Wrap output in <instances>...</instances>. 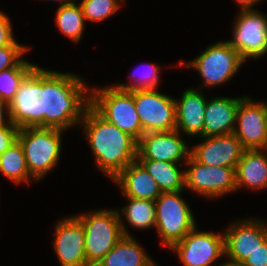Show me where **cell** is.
I'll list each match as a JSON object with an SVG mask.
<instances>
[{
	"label": "cell",
	"instance_id": "6da1fadb",
	"mask_svg": "<svg viewBox=\"0 0 267 266\" xmlns=\"http://www.w3.org/2000/svg\"><path fill=\"white\" fill-rule=\"evenodd\" d=\"M73 73L44 69V127L66 130L80 124L91 105V88Z\"/></svg>",
	"mask_w": 267,
	"mask_h": 266
},
{
	"label": "cell",
	"instance_id": "7a4b0ae2",
	"mask_svg": "<svg viewBox=\"0 0 267 266\" xmlns=\"http://www.w3.org/2000/svg\"><path fill=\"white\" fill-rule=\"evenodd\" d=\"M79 125L83 126L97 167L111 180L136 161L138 141L104 119L91 105Z\"/></svg>",
	"mask_w": 267,
	"mask_h": 266
},
{
	"label": "cell",
	"instance_id": "3957f363",
	"mask_svg": "<svg viewBox=\"0 0 267 266\" xmlns=\"http://www.w3.org/2000/svg\"><path fill=\"white\" fill-rule=\"evenodd\" d=\"M84 227L85 257L89 266L97 265L124 237H132L117 209H102L74 215Z\"/></svg>",
	"mask_w": 267,
	"mask_h": 266
},
{
	"label": "cell",
	"instance_id": "277c9868",
	"mask_svg": "<svg viewBox=\"0 0 267 266\" xmlns=\"http://www.w3.org/2000/svg\"><path fill=\"white\" fill-rule=\"evenodd\" d=\"M64 130L47 127L20 128V142L31 177L39 181L58 165ZM48 173V174H47Z\"/></svg>",
	"mask_w": 267,
	"mask_h": 266
},
{
	"label": "cell",
	"instance_id": "5b68a950",
	"mask_svg": "<svg viewBox=\"0 0 267 266\" xmlns=\"http://www.w3.org/2000/svg\"><path fill=\"white\" fill-rule=\"evenodd\" d=\"M91 106L108 122L139 141L144 134L134 103V91L118 89L115 84L91 89Z\"/></svg>",
	"mask_w": 267,
	"mask_h": 266
},
{
	"label": "cell",
	"instance_id": "8992f818",
	"mask_svg": "<svg viewBox=\"0 0 267 266\" xmlns=\"http://www.w3.org/2000/svg\"><path fill=\"white\" fill-rule=\"evenodd\" d=\"M182 192H162L155 200L156 231L160 244L169 249L197 226L192 210L181 196Z\"/></svg>",
	"mask_w": 267,
	"mask_h": 266
},
{
	"label": "cell",
	"instance_id": "52a82bcc",
	"mask_svg": "<svg viewBox=\"0 0 267 266\" xmlns=\"http://www.w3.org/2000/svg\"><path fill=\"white\" fill-rule=\"evenodd\" d=\"M239 52L228 41L211 44L195 60L181 62L179 66L198 71L203 87L211 88L226 83L244 64Z\"/></svg>",
	"mask_w": 267,
	"mask_h": 266
},
{
	"label": "cell",
	"instance_id": "ba28073f",
	"mask_svg": "<svg viewBox=\"0 0 267 266\" xmlns=\"http://www.w3.org/2000/svg\"><path fill=\"white\" fill-rule=\"evenodd\" d=\"M11 121L20 129L44 127V68L36 66L9 103Z\"/></svg>",
	"mask_w": 267,
	"mask_h": 266
},
{
	"label": "cell",
	"instance_id": "9c48e42d",
	"mask_svg": "<svg viewBox=\"0 0 267 266\" xmlns=\"http://www.w3.org/2000/svg\"><path fill=\"white\" fill-rule=\"evenodd\" d=\"M184 164L185 188L191 192L212 199L236 192L235 168L204 165L191 155Z\"/></svg>",
	"mask_w": 267,
	"mask_h": 266
},
{
	"label": "cell",
	"instance_id": "30bf717a",
	"mask_svg": "<svg viewBox=\"0 0 267 266\" xmlns=\"http://www.w3.org/2000/svg\"><path fill=\"white\" fill-rule=\"evenodd\" d=\"M134 103L144 134L176 130V105L173 97L156 89L134 91Z\"/></svg>",
	"mask_w": 267,
	"mask_h": 266
},
{
	"label": "cell",
	"instance_id": "8fae6325",
	"mask_svg": "<svg viewBox=\"0 0 267 266\" xmlns=\"http://www.w3.org/2000/svg\"><path fill=\"white\" fill-rule=\"evenodd\" d=\"M244 61L267 54V16L257 10L240 11L227 40Z\"/></svg>",
	"mask_w": 267,
	"mask_h": 266
},
{
	"label": "cell",
	"instance_id": "7c38bea8",
	"mask_svg": "<svg viewBox=\"0 0 267 266\" xmlns=\"http://www.w3.org/2000/svg\"><path fill=\"white\" fill-rule=\"evenodd\" d=\"M184 266H212L225 257L224 233L198 231L197 226L171 248Z\"/></svg>",
	"mask_w": 267,
	"mask_h": 266
},
{
	"label": "cell",
	"instance_id": "4fadbf2b",
	"mask_svg": "<svg viewBox=\"0 0 267 266\" xmlns=\"http://www.w3.org/2000/svg\"><path fill=\"white\" fill-rule=\"evenodd\" d=\"M233 134L245 150L267 149V113L263 102L248 96L239 102Z\"/></svg>",
	"mask_w": 267,
	"mask_h": 266
},
{
	"label": "cell",
	"instance_id": "5bb4252c",
	"mask_svg": "<svg viewBox=\"0 0 267 266\" xmlns=\"http://www.w3.org/2000/svg\"><path fill=\"white\" fill-rule=\"evenodd\" d=\"M224 238L227 260L243 263L267 240V220L251 217L233 222L225 230Z\"/></svg>",
	"mask_w": 267,
	"mask_h": 266
},
{
	"label": "cell",
	"instance_id": "9a60e30c",
	"mask_svg": "<svg viewBox=\"0 0 267 266\" xmlns=\"http://www.w3.org/2000/svg\"><path fill=\"white\" fill-rule=\"evenodd\" d=\"M55 226L53 247L61 266H89L85 257V236L82 223L69 216Z\"/></svg>",
	"mask_w": 267,
	"mask_h": 266
},
{
	"label": "cell",
	"instance_id": "2e32d148",
	"mask_svg": "<svg viewBox=\"0 0 267 266\" xmlns=\"http://www.w3.org/2000/svg\"><path fill=\"white\" fill-rule=\"evenodd\" d=\"M181 133L177 130L169 132H150L143 134L138 141L137 159H152L172 163L187 161L190 148Z\"/></svg>",
	"mask_w": 267,
	"mask_h": 266
},
{
	"label": "cell",
	"instance_id": "e0dca14e",
	"mask_svg": "<svg viewBox=\"0 0 267 266\" xmlns=\"http://www.w3.org/2000/svg\"><path fill=\"white\" fill-rule=\"evenodd\" d=\"M202 138L203 141L200 144L190 149V155L196 161L204 165L236 169L245 149L233 133Z\"/></svg>",
	"mask_w": 267,
	"mask_h": 266
},
{
	"label": "cell",
	"instance_id": "ac0fdd59",
	"mask_svg": "<svg viewBox=\"0 0 267 266\" xmlns=\"http://www.w3.org/2000/svg\"><path fill=\"white\" fill-rule=\"evenodd\" d=\"M176 105V130L186 136L203 137L204 116L207 99L198 89H186ZM182 131V132H181Z\"/></svg>",
	"mask_w": 267,
	"mask_h": 266
},
{
	"label": "cell",
	"instance_id": "d6986e66",
	"mask_svg": "<svg viewBox=\"0 0 267 266\" xmlns=\"http://www.w3.org/2000/svg\"><path fill=\"white\" fill-rule=\"evenodd\" d=\"M244 97H215L207 100L203 136L232 134L235 129L238 105Z\"/></svg>",
	"mask_w": 267,
	"mask_h": 266
},
{
	"label": "cell",
	"instance_id": "ffe728a7",
	"mask_svg": "<svg viewBox=\"0 0 267 266\" xmlns=\"http://www.w3.org/2000/svg\"><path fill=\"white\" fill-rule=\"evenodd\" d=\"M113 181L120 186L124 197L155 201L162 194L156 181L137 160L127 165Z\"/></svg>",
	"mask_w": 267,
	"mask_h": 266
},
{
	"label": "cell",
	"instance_id": "44dd1931",
	"mask_svg": "<svg viewBox=\"0 0 267 266\" xmlns=\"http://www.w3.org/2000/svg\"><path fill=\"white\" fill-rule=\"evenodd\" d=\"M235 175L237 190L267 189V149L244 150Z\"/></svg>",
	"mask_w": 267,
	"mask_h": 266
},
{
	"label": "cell",
	"instance_id": "7402d4cb",
	"mask_svg": "<svg viewBox=\"0 0 267 266\" xmlns=\"http://www.w3.org/2000/svg\"><path fill=\"white\" fill-rule=\"evenodd\" d=\"M132 237L124 236L97 266H157Z\"/></svg>",
	"mask_w": 267,
	"mask_h": 266
},
{
	"label": "cell",
	"instance_id": "603a6c76",
	"mask_svg": "<svg viewBox=\"0 0 267 266\" xmlns=\"http://www.w3.org/2000/svg\"><path fill=\"white\" fill-rule=\"evenodd\" d=\"M136 160L149 172L158 184L161 192L184 191L185 170H180L179 163L152 159Z\"/></svg>",
	"mask_w": 267,
	"mask_h": 266
},
{
	"label": "cell",
	"instance_id": "cb8c5ba5",
	"mask_svg": "<svg viewBox=\"0 0 267 266\" xmlns=\"http://www.w3.org/2000/svg\"><path fill=\"white\" fill-rule=\"evenodd\" d=\"M0 172L16 184L31 183L23 148L17 140L0 155Z\"/></svg>",
	"mask_w": 267,
	"mask_h": 266
},
{
	"label": "cell",
	"instance_id": "d4e9b609",
	"mask_svg": "<svg viewBox=\"0 0 267 266\" xmlns=\"http://www.w3.org/2000/svg\"><path fill=\"white\" fill-rule=\"evenodd\" d=\"M129 201L128 205L124 206L118 215L125 217L126 221L133 227V229H150L155 227L156 220V206L155 201L148 199H136L132 197H125ZM122 213V214H120Z\"/></svg>",
	"mask_w": 267,
	"mask_h": 266
},
{
	"label": "cell",
	"instance_id": "484cf974",
	"mask_svg": "<svg viewBox=\"0 0 267 266\" xmlns=\"http://www.w3.org/2000/svg\"><path fill=\"white\" fill-rule=\"evenodd\" d=\"M57 9L55 20L59 30L74 43L80 42L86 23L81 5L73 2Z\"/></svg>",
	"mask_w": 267,
	"mask_h": 266
},
{
	"label": "cell",
	"instance_id": "4316f807",
	"mask_svg": "<svg viewBox=\"0 0 267 266\" xmlns=\"http://www.w3.org/2000/svg\"><path fill=\"white\" fill-rule=\"evenodd\" d=\"M36 66L23 60L17 67L0 72V97L4 102L10 103L20 83Z\"/></svg>",
	"mask_w": 267,
	"mask_h": 266
},
{
	"label": "cell",
	"instance_id": "83f0119b",
	"mask_svg": "<svg viewBox=\"0 0 267 266\" xmlns=\"http://www.w3.org/2000/svg\"><path fill=\"white\" fill-rule=\"evenodd\" d=\"M125 0H81L85 22H102L111 17L120 9Z\"/></svg>",
	"mask_w": 267,
	"mask_h": 266
},
{
	"label": "cell",
	"instance_id": "f1b7e54d",
	"mask_svg": "<svg viewBox=\"0 0 267 266\" xmlns=\"http://www.w3.org/2000/svg\"><path fill=\"white\" fill-rule=\"evenodd\" d=\"M147 69H143L142 73H139L138 76L133 72L134 74H131L130 76V83L128 84H116L115 86L120 90H126V91H137V90H150V89H156L159 84V73L161 70V67L155 63H148ZM140 68V67H139ZM144 68V67H143ZM136 71V69H134ZM146 70V71H145ZM139 72V70H138Z\"/></svg>",
	"mask_w": 267,
	"mask_h": 266
},
{
	"label": "cell",
	"instance_id": "f546056e",
	"mask_svg": "<svg viewBox=\"0 0 267 266\" xmlns=\"http://www.w3.org/2000/svg\"><path fill=\"white\" fill-rule=\"evenodd\" d=\"M29 49L30 47L19 44L16 40L9 46L0 47V72L17 67Z\"/></svg>",
	"mask_w": 267,
	"mask_h": 266
},
{
	"label": "cell",
	"instance_id": "4dcf8cb0",
	"mask_svg": "<svg viewBox=\"0 0 267 266\" xmlns=\"http://www.w3.org/2000/svg\"><path fill=\"white\" fill-rule=\"evenodd\" d=\"M19 128L11 122L0 127V155L18 139Z\"/></svg>",
	"mask_w": 267,
	"mask_h": 266
},
{
	"label": "cell",
	"instance_id": "1f68e13d",
	"mask_svg": "<svg viewBox=\"0 0 267 266\" xmlns=\"http://www.w3.org/2000/svg\"><path fill=\"white\" fill-rule=\"evenodd\" d=\"M16 39L13 36L9 18L0 10V47L11 45Z\"/></svg>",
	"mask_w": 267,
	"mask_h": 266
},
{
	"label": "cell",
	"instance_id": "d6a6232c",
	"mask_svg": "<svg viewBox=\"0 0 267 266\" xmlns=\"http://www.w3.org/2000/svg\"><path fill=\"white\" fill-rule=\"evenodd\" d=\"M245 266H267V240L243 262Z\"/></svg>",
	"mask_w": 267,
	"mask_h": 266
},
{
	"label": "cell",
	"instance_id": "836d02e7",
	"mask_svg": "<svg viewBox=\"0 0 267 266\" xmlns=\"http://www.w3.org/2000/svg\"><path fill=\"white\" fill-rule=\"evenodd\" d=\"M11 122L9 105H0V127L9 125Z\"/></svg>",
	"mask_w": 267,
	"mask_h": 266
},
{
	"label": "cell",
	"instance_id": "e575fe53",
	"mask_svg": "<svg viewBox=\"0 0 267 266\" xmlns=\"http://www.w3.org/2000/svg\"><path fill=\"white\" fill-rule=\"evenodd\" d=\"M261 0H236V3L240 6V11H247V10H256L253 9V5L255 6Z\"/></svg>",
	"mask_w": 267,
	"mask_h": 266
},
{
	"label": "cell",
	"instance_id": "d590c367",
	"mask_svg": "<svg viewBox=\"0 0 267 266\" xmlns=\"http://www.w3.org/2000/svg\"><path fill=\"white\" fill-rule=\"evenodd\" d=\"M218 266H245V265L241 262H236L229 259L227 262L222 263L221 265L219 264Z\"/></svg>",
	"mask_w": 267,
	"mask_h": 266
},
{
	"label": "cell",
	"instance_id": "8d00e7d4",
	"mask_svg": "<svg viewBox=\"0 0 267 266\" xmlns=\"http://www.w3.org/2000/svg\"><path fill=\"white\" fill-rule=\"evenodd\" d=\"M47 1H49V0H47ZM50 1H52V0H50ZM53 1L61 2L60 6L68 5V4L75 2V0H53Z\"/></svg>",
	"mask_w": 267,
	"mask_h": 266
},
{
	"label": "cell",
	"instance_id": "74e56055",
	"mask_svg": "<svg viewBox=\"0 0 267 266\" xmlns=\"http://www.w3.org/2000/svg\"><path fill=\"white\" fill-rule=\"evenodd\" d=\"M0 105H9V103L4 102V101L1 99V97H0Z\"/></svg>",
	"mask_w": 267,
	"mask_h": 266
},
{
	"label": "cell",
	"instance_id": "f35d334b",
	"mask_svg": "<svg viewBox=\"0 0 267 266\" xmlns=\"http://www.w3.org/2000/svg\"><path fill=\"white\" fill-rule=\"evenodd\" d=\"M263 104H264V106H265L266 113H267V102H266V103L263 102Z\"/></svg>",
	"mask_w": 267,
	"mask_h": 266
}]
</instances>
